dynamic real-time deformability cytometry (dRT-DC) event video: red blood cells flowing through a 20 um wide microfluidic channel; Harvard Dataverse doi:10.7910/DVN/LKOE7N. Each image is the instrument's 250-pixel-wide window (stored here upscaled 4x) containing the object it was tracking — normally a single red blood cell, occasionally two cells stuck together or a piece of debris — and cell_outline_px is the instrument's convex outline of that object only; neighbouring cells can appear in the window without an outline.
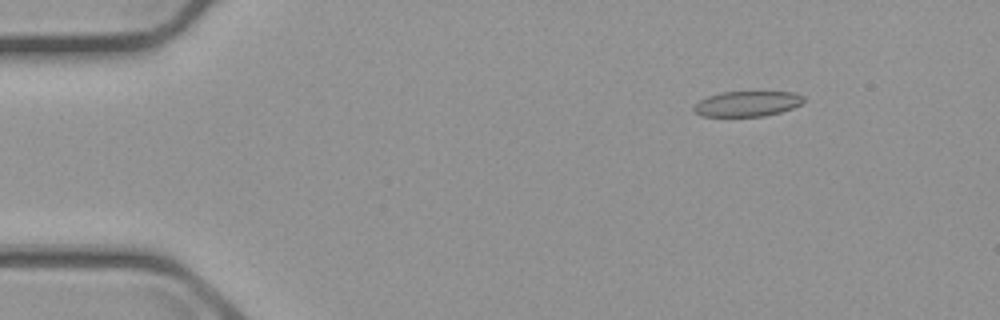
{"species": "common noctule bat (a hibernating species)", "species_latin": "Nyctalus noctula", "temperature_condition": "cold", "stored_images_in_passage": 56, "camera_frame_rate_fps": 3000, "um_per_image_px": 0.085, "animal": {"sex": "male", "body_mass_g": 23.1, "forearm_length_mm": 52.7}, "frame": {"image": 1, "passage_image": 8, "time_ms": 2.333, "image_size_px": [1000, 320], "cell_outline_px": [[804, 100], [800, 104], [792, 108], [780, 112], [764, 116], [700, 116], [692, 108], [700, 100], [708, 96], [720, 92], [796, 92], [804, 96]], "centroid_in_image_um": [63.52, 8.81], "position_along_channel_um": 21.5, "area_um2": 16.13}}
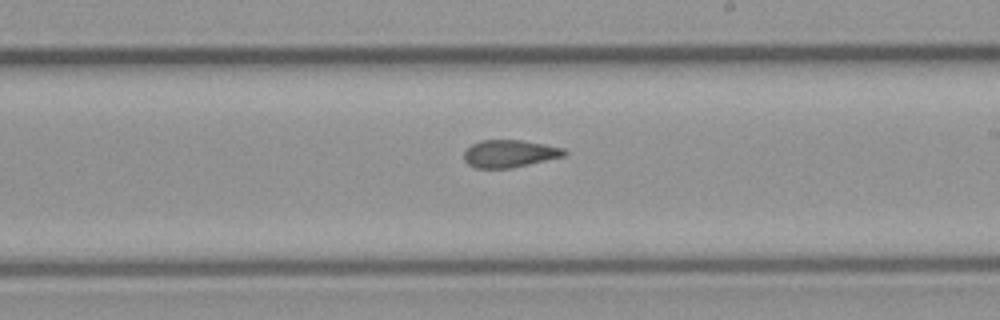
{"frame": {"image": 2, "passage_image": 33, "time_ms": 10.667, "image_size_px": [1000, 320], "cell_outline_px": [[568, 152], [564, 156], [512, 168], [476, 168], [468, 164], [464, 160], [464, 152], [472, 144], [480, 140], [524, 140], [564, 148]], "centroid_in_image_um": [43.32, 13.05], "position_along_channel_um": 245.7, "area_um2": 16.07}}
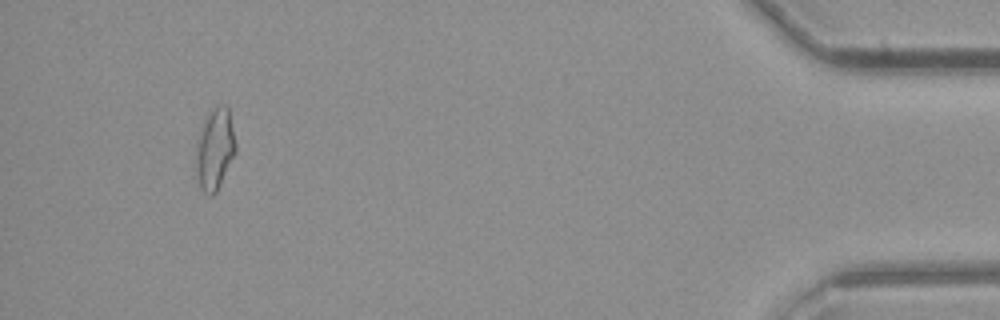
{"frame": {"image": 3, "passage_image": 53, "time_ms": 17.333, "image_size_px": [1000, 320], "cell_outline_px": [[236, 152], [216, 192], [212, 196], [208, 196], [200, 188], [196, 176], [196, 144], [200, 128], [208, 112], [216, 104], [228, 104], [236, 144]], "centroid_in_image_um": [18.25, 12.63], "position_along_channel_um": 416.9, "area_um2": 19.19}, "authors_computed_cell_mechanics": {"area_um2": 16.9932, "velocity_mm_per_s": 3.6838, "shape_relaxation_time_tau1_ms": null, "shape_relaxation_time_tau2_ms": 2.1416, "deformation_change_tau1": null, "deformation_change_tau2": 0.0947}}